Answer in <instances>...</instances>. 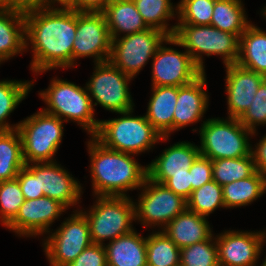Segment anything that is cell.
<instances>
[{
    "label": "cell",
    "instance_id": "obj_1",
    "mask_svg": "<svg viewBox=\"0 0 266 266\" xmlns=\"http://www.w3.org/2000/svg\"><path fill=\"white\" fill-rule=\"evenodd\" d=\"M24 18L26 50L30 42L33 52L31 70L39 74L71 67L77 11L41 7L24 12Z\"/></svg>",
    "mask_w": 266,
    "mask_h": 266
},
{
    "label": "cell",
    "instance_id": "obj_2",
    "mask_svg": "<svg viewBox=\"0 0 266 266\" xmlns=\"http://www.w3.org/2000/svg\"><path fill=\"white\" fill-rule=\"evenodd\" d=\"M87 143L95 195L127 196L125 193L128 190L143 186L147 178V166L136 162L132 154L106 148L93 136Z\"/></svg>",
    "mask_w": 266,
    "mask_h": 266
},
{
    "label": "cell",
    "instance_id": "obj_3",
    "mask_svg": "<svg viewBox=\"0 0 266 266\" xmlns=\"http://www.w3.org/2000/svg\"><path fill=\"white\" fill-rule=\"evenodd\" d=\"M174 36H169L166 44L185 47L193 62L203 71L202 54L220 55L225 65L236 64L239 57L240 37L225 32L212 25L176 24Z\"/></svg>",
    "mask_w": 266,
    "mask_h": 266
},
{
    "label": "cell",
    "instance_id": "obj_4",
    "mask_svg": "<svg viewBox=\"0 0 266 266\" xmlns=\"http://www.w3.org/2000/svg\"><path fill=\"white\" fill-rule=\"evenodd\" d=\"M132 112L118 113L123 116L99 121L93 137L106 148L132 155L150 150L158 141L168 140L145 116H132Z\"/></svg>",
    "mask_w": 266,
    "mask_h": 266
},
{
    "label": "cell",
    "instance_id": "obj_5",
    "mask_svg": "<svg viewBox=\"0 0 266 266\" xmlns=\"http://www.w3.org/2000/svg\"><path fill=\"white\" fill-rule=\"evenodd\" d=\"M48 105L43 111L55 115L64 122H77L89 135L94 136L99 127V121L94 119V107L86 87L53 78L45 91L39 93Z\"/></svg>",
    "mask_w": 266,
    "mask_h": 266
},
{
    "label": "cell",
    "instance_id": "obj_6",
    "mask_svg": "<svg viewBox=\"0 0 266 266\" xmlns=\"http://www.w3.org/2000/svg\"><path fill=\"white\" fill-rule=\"evenodd\" d=\"M200 127V155L211 160L240 158L251 154L249 131L238 118L206 119Z\"/></svg>",
    "mask_w": 266,
    "mask_h": 266
},
{
    "label": "cell",
    "instance_id": "obj_7",
    "mask_svg": "<svg viewBox=\"0 0 266 266\" xmlns=\"http://www.w3.org/2000/svg\"><path fill=\"white\" fill-rule=\"evenodd\" d=\"M63 120L43 110L18 123L25 164L54 162L63 137Z\"/></svg>",
    "mask_w": 266,
    "mask_h": 266
},
{
    "label": "cell",
    "instance_id": "obj_8",
    "mask_svg": "<svg viewBox=\"0 0 266 266\" xmlns=\"http://www.w3.org/2000/svg\"><path fill=\"white\" fill-rule=\"evenodd\" d=\"M95 205L83 212L86 217L90 237L94 244H105V239L115 240L119 236L134 230L135 221L134 202L128 196H97Z\"/></svg>",
    "mask_w": 266,
    "mask_h": 266
},
{
    "label": "cell",
    "instance_id": "obj_9",
    "mask_svg": "<svg viewBox=\"0 0 266 266\" xmlns=\"http://www.w3.org/2000/svg\"><path fill=\"white\" fill-rule=\"evenodd\" d=\"M94 68L92 78L85 86L92 105L100 104L106 110L115 113L134 110L128 87L132 77L124 74L110 61L95 63Z\"/></svg>",
    "mask_w": 266,
    "mask_h": 266
},
{
    "label": "cell",
    "instance_id": "obj_10",
    "mask_svg": "<svg viewBox=\"0 0 266 266\" xmlns=\"http://www.w3.org/2000/svg\"><path fill=\"white\" fill-rule=\"evenodd\" d=\"M168 37L163 31L149 28L113 39L109 61L134 78Z\"/></svg>",
    "mask_w": 266,
    "mask_h": 266
},
{
    "label": "cell",
    "instance_id": "obj_11",
    "mask_svg": "<svg viewBox=\"0 0 266 266\" xmlns=\"http://www.w3.org/2000/svg\"><path fill=\"white\" fill-rule=\"evenodd\" d=\"M142 190L134 207L135 220L143 226L160 225L162 229L187 208V201L164 184L146 178Z\"/></svg>",
    "mask_w": 266,
    "mask_h": 266
},
{
    "label": "cell",
    "instance_id": "obj_12",
    "mask_svg": "<svg viewBox=\"0 0 266 266\" xmlns=\"http://www.w3.org/2000/svg\"><path fill=\"white\" fill-rule=\"evenodd\" d=\"M75 211L44 241V252L50 266H66L92 244L85 215Z\"/></svg>",
    "mask_w": 266,
    "mask_h": 266
},
{
    "label": "cell",
    "instance_id": "obj_13",
    "mask_svg": "<svg viewBox=\"0 0 266 266\" xmlns=\"http://www.w3.org/2000/svg\"><path fill=\"white\" fill-rule=\"evenodd\" d=\"M72 49V67L81 57L95 58V63L109 61L112 39L102 12H78L77 32Z\"/></svg>",
    "mask_w": 266,
    "mask_h": 266
},
{
    "label": "cell",
    "instance_id": "obj_14",
    "mask_svg": "<svg viewBox=\"0 0 266 266\" xmlns=\"http://www.w3.org/2000/svg\"><path fill=\"white\" fill-rule=\"evenodd\" d=\"M152 59V87L184 86L203 73L186 50L178 52L161 44Z\"/></svg>",
    "mask_w": 266,
    "mask_h": 266
},
{
    "label": "cell",
    "instance_id": "obj_15",
    "mask_svg": "<svg viewBox=\"0 0 266 266\" xmlns=\"http://www.w3.org/2000/svg\"><path fill=\"white\" fill-rule=\"evenodd\" d=\"M219 266H256L266 232L227 230L215 237Z\"/></svg>",
    "mask_w": 266,
    "mask_h": 266
},
{
    "label": "cell",
    "instance_id": "obj_16",
    "mask_svg": "<svg viewBox=\"0 0 266 266\" xmlns=\"http://www.w3.org/2000/svg\"><path fill=\"white\" fill-rule=\"evenodd\" d=\"M66 210L59 201L47 196L25 200L16 217L6 227L19 236L50 234L49 227Z\"/></svg>",
    "mask_w": 266,
    "mask_h": 266
},
{
    "label": "cell",
    "instance_id": "obj_17",
    "mask_svg": "<svg viewBox=\"0 0 266 266\" xmlns=\"http://www.w3.org/2000/svg\"><path fill=\"white\" fill-rule=\"evenodd\" d=\"M26 167L39 177L40 191L44 192V196L59 201L66 208L79 203L82 192L79 181L57 162L32 163L26 164Z\"/></svg>",
    "mask_w": 266,
    "mask_h": 266
},
{
    "label": "cell",
    "instance_id": "obj_18",
    "mask_svg": "<svg viewBox=\"0 0 266 266\" xmlns=\"http://www.w3.org/2000/svg\"><path fill=\"white\" fill-rule=\"evenodd\" d=\"M226 67V93L228 117L239 118L247 110L265 76L237 64Z\"/></svg>",
    "mask_w": 266,
    "mask_h": 266
},
{
    "label": "cell",
    "instance_id": "obj_19",
    "mask_svg": "<svg viewBox=\"0 0 266 266\" xmlns=\"http://www.w3.org/2000/svg\"><path fill=\"white\" fill-rule=\"evenodd\" d=\"M206 87L205 72L192 83L178 87V97L173 115V131L196 123L204 117L209 100Z\"/></svg>",
    "mask_w": 266,
    "mask_h": 266
},
{
    "label": "cell",
    "instance_id": "obj_20",
    "mask_svg": "<svg viewBox=\"0 0 266 266\" xmlns=\"http://www.w3.org/2000/svg\"><path fill=\"white\" fill-rule=\"evenodd\" d=\"M163 151L147 165V178L161 184L173 174L187 173L200 155L199 146L185 141L175 143Z\"/></svg>",
    "mask_w": 266,
    "mask_h": 266
},
{
    "label": "cell",
    "instance_id": "obj_21",
    "mask_svg": "<svg viewBox=\"0 0 266 266\" xmlns=\"http://www.w3.org/2000/svg\"><path fill=\"white\" fill-rule=\"evenodd\" d=\"M162 231L179 249L206 241L213 235L206 217L187 208L162 228Z\"/></svg>",
    "mask_w": 266,
    "mask_h": 266
},
{
    "label": "cell",
    "instance_id": "obj_22",
    "mask_svg": "<svg viewBox=\"0 0 266 266\" xmlns=\"http://www.w3.org/2000/svg\"><path fill=\"white\" fill-rule=\"evenodd\" d=\"M102 13L112 40L121 33L125 36L149 29L133 0H111Z\"/></svg>",
    "mask_w": 266,
    "mask_h": 266
},
{
    "label": "cell",
    "instance_id": "obj_23",
    "mask_svg": "<svg viewBox=\"0 0 266 266\" xmlns=\"http://www.w3.org/2000/svg\"><path fill=\"white\" fill-rule=\"evenodd\" d=\"M104 246L107 266H147L146 238L135 230Z\"/></svg>",
    "mask_w": 266,
    "mask_h": 266
},
{
    "label": "cell",
    "instance_id": "obj_24",
    "mask_svg": "<svg viewBox=\"0 0 266 266\" xmlns=\"http://www.w3.org/2000/svg\"><path fill=\"white\" fill-rule=\"evenodd\" d=\"M152 89L145 117L161 136L169 137L173 132V115L178 97V87L155 86Z\"/></svg>",
    "mask_w": 266,
    "mask_h": 266
},
{
    "label": "cell",
    "instance_id": "obj_25",
    "mask_svg": "<svg viewBox=\"0 0 266 266\" xmlns=\"http://www.w3.org/2000/svg\"><path fill=\"white\" fill-rule=\"evenodd\" d=\"M25 49L24 12L0 8V63Z\"/></svg>",
    "mask_w": 266,
    "mask_h": 266
},
{
    "label": "cell",
    "instance_id": "obj_26",
    "mask_svg": "<svg viewBox=\"0 0 266 266\" xmlns=\"http://www.w3.org/2000/svg\"><path fill=\"white\" fill-rule=\"evenodd\" d=\"M236 64L266 77V32L252 23L240 35Z\"/></svg>",
    "mask_w": 266,
    "mask_h": 266
},
{
    "label": "cell",
    "instance_id": "obj_27",
    "mask_svg": "<svg viewBox=\"0 0 266 266\" xmlns=\"http://www.w3.org/2000/svg\"><path fill=\"white\" fill-rule=\"evenodd\" d=\"M225 208L251 204L266 192V177L259 171L252 176L222 186Z\"/></svg>",
    "mask_w": 266,
    "mask_h": 266
},
{
    "label": "cell",
    "instance_id": "obj_28",
    "mask_svg": "<svg viewBox=\"0 0 266 266\" xmlns=\"http://www.w3.org/2000/svg\"><path fill=\"white\" fill-rule=\"evenodd\" d=\"M19 131L0 130V182L16 179L25 167Z\"/></svg>",
    "mask_w": 266,
    "mask_h": 266
},
{
    "label": "cell",
    "instance_id": "obj_29",
    "mask_svg": "<svg viewBox=\"0 0 266 266\" xmlns=\"http://www.w3.org/2000/svg\"><path fill=\"white\" fill-rule=\"evenodd\" d=\"M243 6L241 0H216L210 25L240 37L250 24Z\"/></svg>",
    "mask_w": 266,
    "mask_h": 266
},
{
    "label": "cell",
    "instance_id": "obj_30",
    "mask_svg": "<svg viewBox=\"0 0 266 266\" xmlns=\"http://www.w3.org/2000/svg\"><path fill=\"white\" fill-rule=\"evenodd\" d=\"M133 2L149 28L163 31L168 36H174L177 25L169 28L167 24V21L177 14V7L171 3V0H133Z\"/></svg>",
    "mask_w": 266,
    "mask_h": 266
},
{
    "label": "cell",
    "instance_id": "obj_31",
    "mask_svg": "<svg viewBox=\"0 0 266 266\" xmlns=\"http://www.w3.org/2000/svg\"><path fill=\"white\" fill-rule=\"evenodd\" d=\"M147 266H180V249L163 232L146 237Z\"/></svg>",
    "mask_w": 266,
    "mask_h": 266
},
{
    "label": "cell",
    "instance_id": "obj_32",
    "mask_svg": "<svg viewBox=\"0 0 266 266\" xmlns=\"http://www.w3.org/2000/svg\"><path fill=\"white\" fill-rule=\"evenodd\" d=\"M256 172L252 154L240 158L212 160V178L220 186L252 176Z\"/></svg>",
    "mask_w": 266,
    "mask_h": 266
},
{
    "label": "cell",
    "instance_id": "obj_33",
    "mask_svg": "<svg viewBox=\"0 0 266 266\" xmlns=\"http://www.w3.org/2000/svg\"><path fill=\"white\" fill-rule=\"evenodd\" d=\"M33 81H0V130H12L18 124L10 125L6 122L7 117L16 109L18 104L27 97L32 89Z\"/></svg>",
    "mask_w": 266,
    "mask_h": 266
},
{
    "label": "cell",
    "instance_id": "obj_34",
    "mask_svg": "<svg viewBox=\"0 0 266 266\" xmlns=\"http://www.w3.org/2000/svg\"><path fill=\"white\" fill-rule=\"evenodd\" d=\"M219 207L225 208L222 186L214 180L193 190L187 200V209L204 217Z\"/></svg>",
    "mask_w": 266,
    "mask_h": 266
},
{
    "label": "cell",
    "instance_id": "obj_35",
    "mask_svg": "<svg viewBox=\"0 0 266 266\" xmlns=\"http://www.w3.org/2000/svg\"><path fill=\"white\" fill-rule=\"evenodd\" d=\"M180 266H219L217 242L214 236L206 241L181 248Z\"/></svg>",
    "mask_w": 266,
    "mask_h": 266
},
{
    "label": "cell",
    "instance_id": "obj_36",
    "mask_svg": "<svg viewBox=\"0 0 266 266\" xmlns=\"http://www.w3.org/2000/svg\"><path fill=\"white\" fill-rule=\"evenodd\" d=\"M216 0H181L177 4L178 24L210 25Z\"/></svg>",
    "mask_w": 266,
    "mask_h": 266
},
{
    "label": "cell",
    "instance_id": "obj_37",
    "mask_svg": "<svg viewBox=\"0 0 266 266\" xmlns=\"http://www.w3.org/2000/svg\"><path fill=\"white\" fill-rule=\"evenodd\" d=\"M24 201L17 179L0 182V221L5 227L16 217Z\"/></svg>",
    "mask_w": 266,
    "mask_h": 266
},
{
    "label": "cell",
    "instance_id": "obj_38",
    "mask_svg": "<svg viewBox=\"0 0 266 266\" xmlns=\"http://www.w3.org/2000/svg\"><path fill=\"white\" fill-rule=\"evenodd\" d=\"M238 120L253 133H256V126L266 124V79L259 86L250 107Z\"/></svg>",
    "mask_w": 266,
    "mask_h": 266
},
{
    "label": "cell",
    "instance_id": "obj_39",
    "mask_svg": "<svg viewBox=\"0 0 266 266\" xmlns=\"http://www.w3.org/2000/svg\"><path fill=\"white\" fill-rule=\"evenodd\" d=\"M66 266H107L105 246L92 243Z\"/></svg>",
    "mask_w": 266,
    "mask_h": 266
},
{
    "label": "cell",
    "instance_id": "obj_40",
    "mask_svg": "<svg viewBox=\"0 0 266 266\" xmlns=\"http://www.w3.org/2000/svg\"><path fill=\"white\" fill-rule=\"evenodd\" d=\"M191 174L192 191L213 180L212 160L199 155L189 169Z\"/></svg>",
    "mask_w": 266,
    "mask_h": 266
},
{
    "label": "cell",
    "instance_id": "obj_41",
    "mask_svg": "<svg viewBox=\"0 0 266 266\" xmlns=\"http://www.w3.org/2000/svg\"><path fill=\"white\" fill-rule=\"evenodd\" d=\"M16 179L19 181L25 200L44 196V192L40 191L39 177H36L26 166L19 171Z\"/></svg>",
    "mask_w": 266,
    "mask_h": 266
},
{
    "label": "cell",
    "instance_id": "obj_42",
    "mask_svg": "<svg viewBox=\"0 0 266 266\" xmlns=\"http://www.w3.org/2000/svg\"><path fill=\"white\" fill-rule=\"evenodd\" d=\"M163 184L186 201L192 193L191 174L189 170H187V173L173 174Z\"/></svg>",
    "mask_w": 266,
    "mask_h": 266
},
{
    "label": "cell",
    "instance_id": "obj_43",
    "mask_svg": "<svg viewBox=\"0 0 266 266\" xmlns=\"http://www.w3.org/2000/svg\"><path fill=\"white\" fill-rule=\"evenodd\" d=\"M45 0H0V8L22 12L44 7Z\"/></svg>",
    "mask_w": 266,
    "mask_h": 266
},
{
    "label": "cell",
    "instance_id": "obj_44",
    "mask_svg": "<svg viewBox=\"0 0 266 266\" xmlns=\"http://www.w3.org/2000/svg\"><path fill=\"white\" fill-rule=\"evenodd\" d=\"M255 150H251L255 162L256 171H259L266 177V135L255 146Z\"/></svg>",
    "mask_w": 266,
    "mask_h": 266
},
{
    "label": "cell",
    "instance_id": "obj_45",
    "mask_svg": "<svg viewBox=\"0 0 266 266\" xmlns=\"http://www.w3.org/2000/svg\"><path fill=\"white\" fill-rule=\"evenodd\" d=\"M111 0H78L73 9L78 12H102Z\"/></svg>",
    "mask_w": 266,
    "mask_h": 266
},
{
    "label": "cell",
    "instance_id": "obj_46",
    "mask_svg": "<svg viewBox=\"0 0 266 266\" xmlns=\"http://www.w3.org/2000/svg\"><path fill=\"white\" fill-rule=\"evenodd\" d=\"M55 2L59 3L62 6L60 7V9H72L73 10L78 5V0H45L44 7L53 9L54 7L53 5L55 4Z\"/></svg>",
    "mask_w": 266,
    "mask_h": 266
},
{
    "label": "cell",
    "instance_id": "obj_47",
    "mask_svg": "<svg viewBox=\"0 0 266 266\" xmlns=\"http://www.w3.org/2000/svg\"><path fill=\"white\" fill-rule=\"evenodd\" d=\"M261 266H266V257H265L263 263L261 264Z\"/></svg>",
    "mask_w": 266,
    "mask_h": 266
}]
</instances>
